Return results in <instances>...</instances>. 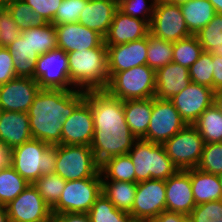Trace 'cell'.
Returning a JSON list of instances; mask_svg holds the SVG:
<instances>
[{
    "label": "cell",
    "instance_id": "6da1fadb",
    "mask_svg": "<svg viewBox=\"0 0 222 222\" xmlns=\"http://www.w3.org/2000/svg\"><path fill=\"white\" fill-rule=\"evenodd\" d=\"M85 100L92 109L94 135L90 147L98 164L128 154L137 139L127 125L123 100L105 90L86 91Z\"/></svg>",
    "mask_w": 222,
    "mask_h": 222
},
{
    "label": "cell",
    "instance_id": "7a4b0ae2",
    "mask_svg": "<svg viewBox=\"0 0 222 222\" xmlns=\"http://www.w3.org/2000/svg\"><path fill=\"white\" fill-rule=\"evenodd\" d=\"M85 99L86 91L40 89L27 112L32 139L60 145L63 123Z\"/></svg>",
    "mask_w": 222,
    "mask_h": 222
},
{
    "label": "cell",
    "instance_id": "3957f363",
    "mask_svg": "<svg viewBox=\"0 0 222 222\" xmlns=\"http://www.w3.org/2000/svg\"><path fill=\"white\" fill-rule=\"evenodd\" d=\"M69 76L80 91L105 90L109 82L107 47L104 41L96 48L68 52Z\"/></svg>",
    "mask_w": 222,
    "mask_h": 222
},
{
    "label": "cell",
    "instance_id": "277c9868",
    "mask_svg": "<svg viewBox=\"0 0 222 222\" xmlns=\"http://www.w3.org/2000/svg\"><path fill=\"white\" fill-rule=\"evenodd\" d=\"M13 150V165L16 172L29 184H33L42 175L55 172L56 145L31 139Z\"/></svg>",
    "mask_w": 222,
    "mask_h": 222
},
{
    "label": "cell",
    "instance_id": "5b68a950",
    "mask_svg": "<svg viewBox=\"0 0 222 222\" xmlns=\"http://www.w3.org/2000/svg\"><path fill=\"white\" fill-rule=\"evenodd\" d=\"M128 154L135 167V183L151 179L167 180L179 170L162 144L136 140Z\"/></svg>",
    "mask_w": 222,
    "mask_h": 222
},
{
    "label": "cell",
    "instance_id": "8992f818",
    "mask_svg": "<svg viewBox=\"0 0 222 222\" xmlns=\"http://www.w3.org/2000/svg\"><path fill=\"white\" fill-rule=\"evenodd\" d=\"M105 91L123 101L154 97L156 71L145 64L122 72L109 73Z\"/></svg>",
    "mask_w": 222,
    "mask_h": 222
},
{
    "label": "cell",
    "instance_id": "52a82bcc",
    "mask_svg": "<svg viewBox=\"0 0 222 222\" xmlns=\"http://www.w3.org/2000/svg\"><path fill=\"white\" fill-rule=\"evenodd\" d=\"M65 181L93 178L100 165L89 145H56L55 172Z\"/></svg>",
    "mask_w": 222,
    "mask_h": 222
},
{
    "label": "cell",
    "instance_id": "ba28073f",
    "mask_svg": "<svg viewBox=\"0 0 222 222\" xmlns=\"http://www.w3.org/2000/svg\"><path fill=\"white\" fill-rule=\"evenodd\" d=\"M101 193V173L93 178L66 181L58 202L51 208L52 214L87 213Z\"/></svg>",
    "mask_w": 222,
    "mask_h": 222
},
{
    "label": "cell",
    "instance_id": "9c48e42d",
    "mask_svg": "<svg viewBox=\"0 0 222 222\" xmlns=\"http://www.w3.org/2000/svg\"><path fill=\"white\" fill-rule=\"evenodd\" d=\"M162 145L179 170H188L199 164L205 142L193 125H186Z\"/></svg>",
    "mask_w": 222,
    "mask_h": 222
},
{
    "label": "cell",
    "instance_id": "30bf717a",
    "mask_svg": "<svg viewBox=\"0 0 222 222\" xmlns=\"http://www.w3.org/2000/svg\"><path fill=\"white\" fill-rule=\"evenodd\" d=\"M33 78L40 89L75 90L69 76L68 55L58 47L39 55Z\"/></svg>",
    "mask_w": 222,
    "mask_h": 222
},
{
    "label": "cell",
    "instance_id": "8fae6325",
    "mask_svg": "<svg viewBox=\"0 0 222 222\" xmlns=\"http://www.w3.org/2000/svg\"><path fill=\"white\" fill-rule=\"evenodd\" d=\"M186 125L170 100L153 97L150 123L143 140L163 144Z\"/></svg>",
    "mask_w": 222,
    "mask_h": 222
},
{
    "label": "cell",
    "instance_id": "7c38bea8",
    "mask_svg": "<svg viewBox=\"0 0 222 222\" xmlns=\"http://www.w3.org/2000/svg\"><path fill=\"white\" fill-rule=\"evenodd\" d=\"M166 211L165 180H146L137 183L136 196L130 214L136 222H152Z\"/></svg>",
    "mask_w": 222,
    "mask_h": 222
},
{
    "label": "cell",
    "instance_id": "4fadbf2b",
    "mask_svg": "<svg viewBox=\"0 0 222 222\" xmlns=\"http://www.w3.org/2000/svg\"><path fill=\"white\" fill-rule=\"evenodd\" d=\"M150 33L170 42H176L191 36L180 5L162 0L156 2L150 24Z\"/></svg>",
    "mask_w": 222,
    "mask_h": 222
},
{
    "label": "cell",
    "instance_id": "5bb4252c",
    "mask_svg": "<svg viewBox=\"0 0 222 222\" xmlns=\"http://www.w3.org/2000/svg\"><path fill=\"white\" fill-rule=\"evenodd\" d=\"M6 210L10 222L52 220L51 207L32 184L11 201Z\"/></svg>",
    "mask_w": 222,
    "mask_h": 222
},
{
    "label": "cell",
    "instance_id": "9a60e30c",
    "mask_svg": "<svg viewBox=\"0 0 222 222\" xmlns=\"http://www.w3.org/2000/svg\"><path fill=\"white\" fill-rule=\"evenodd\" d=\"M213 94L212 88L191 82L170 101L186 124L192 125L213 104Z\"/></svg>",
    "mask_w": 222,
    "mask_h": 222
},
{
    "label": "cell",
    "instance_id": "2e32d148",
    "mask_svg": "<svg viewBox=\"0 0 222 222\" xmlns=\"http://www.w3.org/2000/svg\"><path fill=\"white\" fill-rule=\"evenodd\" d=\"M39 91L34 78L16 77L0 85V110L27 113Z\"/></svg>",
    "mask_w": 222,
    "mask_h": 222
},
{
    "label": "cell",
    "instance_id": "e0dca14e",
    "mask_svg": "<svg viewBox=\"0 0 222 222\" xmlns=\"http://www.w3.org/2000/svg\"><path fill=\"white\" fill-rule=\"evenodd\" d=\"M94 122L91 105L84 100L63 123L61 144L91 145Z\"/></svg>",
    "mask_w": 222,
    "mask_h": 222
},
{
    "label": "cell",
    "instance_id": "ac0fdd59",
    "mask_svg": "<svg viewBox=\"0 0 222 222\" xmlns=\"http://www.w3.org/2000/svg\"><path fill=\"white\" fill-rule=\"evenodd\" d=\"M106 47L108 73L122 72L146 64L148 35L129 43Z\"/></svg>",
    "mask_w": 222,
    "mask_h": 222
},
{
    "label": "cell",
    "instance_id": "d6986e66",
    "mask_svg": "<svg viewBox=\"0 0 222 222\" xmlns=\"http://www.w3.org/2000/svg\"><path fill=\"white\" fill-rule=\"evenodd\" d=\"M166 211L190 215L196 203L190 179V169L178 170L173 176L165 180Z\"/></svg>",
    "mask_w": 222,
    "mask_h": 222
},
{
    "label": "cell",
    "instance_id": "ffe728a7",
    "mask_svg": "<svg viewBox=\"0 0 222 222\" xmlns=\"http://www.w3.org/2000/svg\"><path fill=\"white\" fill-rule=\"evenodd\" d=\"M57 47L68 52L84 51L98 47L104 38L79 22L55 26Z\"/></svg>",
    "mask_w": 222,
    "mask_h": 222
},
{
    "label": "cell",
    "instance_id": "44dd1931",
    "mask_svg": "<svg viewBox=\"0 0 222 222\" xmlns=\"http://www.w3.org/2000/svg\"><path fill=\"white\" fill-rule=\"evenodd\" d=\"M149 32L150 25L146 21L132 18L118 9L104 37V44L106 46H115L129 43L146 37Z\"/></svg>",
    "mask_w": 222,
    "mask_h": 222
},
{
    "label": "cell",
    "instance_id": "7402d4cb",
    "mask_svg": "<svg viewBox=\"0 0 222 222\" xmlns=\"http://www.w3.org/2000/svg\"><path fill=\"white\" fill-rule=\"evenodd\" d=\"M189 84H191V78L188 68L172 61L156 70V92L154 97L170 100Z\"/></svg>",
    "mask_w": 222,
    "mask_h": 222
},
{
    "label": "cell",
    "instance_id": "603a6c76",
    "mask_svg": "<svg viewBox=\"0 0 222 222\" xmlns=\"http://www.w3.org/2000/svg\"><path fill=\"white\" fill-rule=\"evenodd\" d=\"M32 139L26 112L0 110V143L14 148Z\"/></svg>",
    "mask_w": 222,
    "mask_h": 222
},
{
    "label": "cell",
    "instance_id": "cb8c5ba5",
    "mask_svg": "<svg viewBox=\"0 0 222 222\" xmlns=\"http://www.w3.org/2000/svg\"><path fill=\"white\" fill-rule=\"evenodd\" d=\"M118 10L115 0H92L86 2V8L81 12L78 22L96 31L103 38L107 34Z\"/></svg>",
    "mask_w": 222,
    "mask_h": 222
},
{
    "label": "cell",
    "instance_id": "d4e9b609",
    "mask_svg": "<svg viewBox=\"0 0 222 222\" xmlns=\"http://www.w3.org/2000/svg\"><path fill=\"white\" fill-rule=\"evenodd\" d=\"M125 119L132 135L144 139L150 123L153 108V97L123 101Z\"/></svg>",
    "mask_w": 222,
    "mask_h": 222
},
{
    "label": "cell",
    "instance_id": "484cf974",
    "mask_svg": "<svg viewBox=\"0 0 222 222\" xmlns=\"http://www.w3.org/2000/svg\"><path fill=\"white\" fill-rule=\"evenodd\" d=\"M190 179L196 205L222 199V190L218 175L193 168L190 169Z\"/></svg>",
    "mask_w": 222,
    "mask_h": 222
},
{
    "label": "cell",
    "instance_id": "4316f807",
    "mask_svg": "<svg viewBox=\"0 0 222 222\" xmlns=\"http://www.w3.org/2000/svg\"><path fill=\"white\" fill-rule=\"evenodd\" d=\"M7 48L13 56L16 77L33 78L39 55L29 45L28 37L20 35Z\"/></svg>",
    "mask_w": 222,
    "mask_h": 222
},
{
    "label": "cell",
    "instance_id": "83f0119b",
    "mask_svg": "<svg viewBox=\"0 0 222 222\" xmlns=\"http://www.w3.org/2000/svg\"><path fill=\"white\" fill-rule=\"evenodd\" d=\"M180 8L191 35H197L216 14L209 0H191L181 4Z\"/></svg>",
    "mask_w": 222,
    "mask_h": 222
},
{
    "label": "cell",
    "instance_id": "f1b7e54d",
    "mask_svg": "<svg viewBox=\"0 0 222 222\" xmlns=\"http://www.w3.org/2000/svg\"><path fill=\"white\" fill-rule=\"evenodd\" d=\"M137 183L102 180V194L118 209L130 213L136 196Z\"/></svg>",
    "mask_w": 222,
    "mask_h": 222
},
{
    "label": "cell",
    "instance_id": "f546056e",
    "mask_svg": "<svg viewBox=\"0 0 222 222\" xmlns=\"http://www.w3.org/2000/svg\"><path fill=\"white\" fill-rule=\"evenodd\" d=\"M102 180L135 183V167L129 154L110 158L100 165Z\"/></svg>",
    "mask_w": 222,
    "mask_h": 222
},
{
    "label": "cell",
    "instance_id": "4dcf8cb0",
    "mask_svg": "<svg viewBox=\"0 0 222 222\" xmlns=\"http://www.w3.org/2000/svg\"><path fill=\"white\" fill-rule=\"evenodd\" d=\"M206 143L222 142V113L212 104L192 124Z\"/></svg>",
    "mask_w": 222,
    "mask_h": 222
},
{
    "label": "cell",
    "instance_id": "1f68e13d",
    "mask_svg": "<svg viewBox=\"0 0 222 222\" xmlns=\"http://www.w3.org/2000/svg\"><path fill=\"white\" fill-rule=\"evenodd\" d=\"M21 35L28 37L29 45L38 55L57 48V34L52 23L22 30Z\"/></svg>",
    "mask_w": 222,
    "mask_h": 222
},
{
    "label": "cell",
    "instance_id": "d6a6232c",
    "mask_svg": "<svg viewBox=\"0 0 222 222\" xmlns=\"http://www.w3.org/2000/svg\"><path fill=\"white\" fill-rule=\"evenodd\" d=\"M87 213L91 222H136L130 213L118 210L102 193Z\"/></svg>",
    "mask_w": 222,
    "mask_h": 222
},
{
    "label": "cell",
    "instance_id": "836d02e7",
    "mask_svg": "<svg viewBox=\"0 0 222 222\" xmlns=\"http://www.w3.org/2000/svg\"><path fill=\"white\" fill-rule=\"evenodd\" d=\"M30 184L11 166L0 170V205L7 206Z\"/></svg>",
    "mask_w": 222,
    "mask_h": 222
},
{
    "label": "cell",
    "instance_id": "e575fe53",
    "mask_svg": "<svg viewBox=\"0 0 222 222\" xmlns=\"http://www.w3.org/2000/svg\"><path fill=\"white\" fill-rule=\"evenodd\" d=\"M173 61V42L148 33L146 64L155 71Z\"/></svg>",
    "mask_w": 222,
    "mask_h": 222
},
{
    "label": "cell",
    "instance_id": "d590c367",
    "mask_svg": "<svg viewBox=\"0 0 222 222\" xmlns=\"http://www.w3.org/2000/svg\"><path fill=\"white\" fill-rule=\"evenodd\" d=\"M196 36L203 51L222 57V14L216 13Z\"/></svg>",
    "mask_w": 222,
    "mask_h": 222
},
{
    "label": "cell",
    "instance_id": "8d00e7d4",
    "mask_svg": "<svg viewBox=\"0 0 222 222\" xmlns=\"http://www.w3.org/2000/svg\"><path fill=\"white\" fill-rule=\"evenodd\" d=\"M203 52L196 35L173 42V62L188 69L197 61Z\"/></svg>",
    "mask_w": 222,
    "mask_h": 222
},
{
    "label": "cell",
    "instance_id": "74e56055",
    "mask_svg": "<svg viewBox=\"0 0 222 222\" xmlns=\"http://www.w3.org/2000/svg\"><path fill=\"white\" fill-rule=\"evenodd\" d=\"M66 181L56 173L42 175L32 185L37 189L49 207H53L64 190Z\"/></svg>",
    "mask_w": 222,
    "mask_h": 222
},
{
    "label": "cell",
    "instance_id": "f35d334b",
    "mask_svg": "<svg viewBox=\"0 0 222 222\" xmlns=\"http://www.w3.org/2000/svg\"><path fill=\"white\" fill-rule=\"evenodd\" d=\"M5 8L12 15L13 20L21 30L38 27L46 23L23 0L10 3Z\"/></svg>",
    "mask_w": 222,
    "mask_h": 222
},
{
    "label": "cell",
    "instance_id": "ab89813d",
    "mask_svg": "<svg viewBox=\"0 0 222 222\" xmlns=\"http://www.w3.org/2000/svg\"><path fill=\"white\" fill-rule=\"evenodd\" d=\"M213 54L203 51L197 61L188 69L192 83L213 89Z\"/></svg>",
    "mask_w": 222,
    "mask_h": 222
},
{
    "label": "cell",
    "instance_id": "60d3db41",
    "mask_svg": "<svg viewBox=\"0 0 222 222\" xmlns=\"http://www.w3.org/2000/svg\"><path fill=\"white\" fill-rule=\"evenodd\" d=\"M196 168L214 175L222 174V142L206 143Z\"/></svg>",
    "mask_w": 222,
    "mask_h": 222
},
{
    "label": "cell",
    "instance_id": "b9f144b4",
    "mask_svg": "<svg viewBox=\"0 0 222 222\" xmlns=\"http://www.w3.org/2000/svg\"><path fill=\"white\" fill-rule=\"evenodd\" d=\"M149 1L122 0L118 3V9L124 14L131 16L132 18L142 19L150 25L157 1L151 0V3L148 4Z\"/></svg>",
    "mask_w": 222,
    "mask_h": 222
},
{
    "label": "cell",
    "instance_id": "7bdbcfd3",
    "mask_svg": "<svg viewBox=\"0 0 222 222\" xmlns=\"http://www.w3.org/2000/svg\"><path fill=\"white\" fill-rule=\"evenodd\" d=\"M85 0H63L59 5L52 24L54 26L78 22L81 12L86 8Z\"/></svg>",
    "mask_w": 222,
    "mask_h": 222
},
{
    "label": "cell",
    "instance_id": "ee69618b",
    "mask_svg": "<svg viewBox=\"0 0 222 222\" xmlns=\"http://www.w3.org/2000/svg\"><path fill=\"white\" fill-rule=\"evenodd\" d=\"M190 215L194 222H222V199L196 205Z\"/></svg>",
    "mask_w": 222,
    "mask_h": 222
},
{
    "label": "cell",
    "instance_id": "f6af8a7d",
    "mask_svg": "<svg viewBox=\"0 0 222 222\" xmlns=\"http://www.w3.org/2000/svg\"><path fill=\"white\" fill-rule=\"evenodd\" d=\"M0 30V47H8L22 32L5 7L0 11Z\"/></svg>",
    "mask_w": 222,
    "mask_h": 222
},
{
    "label": "cell",
    "instance_id": "bcb514c9",
    "mask_svg": "<svg viewBox=\"0 0 222 222\" xmlns=\"http://www.w3.org/2000/svg\"><path fill=\"white\" fill-rule=\"evenodd\" d=\"M46 23H52L59 5L63 0H23Z\"/></svg>",
    "mask_w": 222,
    "mask_h": 222
},
{
    "label": "cell",
    "instance_id": "7dc6e473",
    "mask_svg": "<svg viewBox=\"0 0 222 222\" xmlns=\"http://www.w3.org/2000/svg\"><path fill=\"white\" fill-rule=\"evenodd\" d=\"M16 78L13 56L7 47H0V85Z\"/></svg>",
    "mask_w": 222,
    "mask_h": 222
},
{
    "label": "cell",
    "instance_id": "c3c4849f",
    "mask_svg": "<svg viewBox=\"0 0 222 222\" xmlns=\"http://www.w3.org/2000/svg\"><path fill=\"white\" fill-rule=\"evenodd\" d=\"M52 222H91L88 213H58L52 214Z\"/></svg>",
    "mask_w": 222,
    "mask_h": 222
},
{
    "label": "cell",
    "instance_id": "681fc988",
    "mask_svg": "<svg viewBox=\"0 0 222 222\" xmlns=\"http://www.w3.org/2000/svg\"><path fill=\"white\" fill-rule=\"evenodd\" d=\"M213 90L222 89V57L213 55Z\"/></svg>",
    "mask_w": 222,
    "mask_h": 222
},
{
    "label": "cell",
    "instance_id": "f907efd6",
    "mask_svg": "<svg viewBox=\"0 0 222 222\" xmlns=\"http://www.w3.org/2000/svg\"><path fill=\"white\" fill-rule=\"evenodd\" d=\"M13 165V150L4 143H0V170Z\"/></svg>",
    "mask_w": 222,
    "mask_h": 222
},
{
    "label": "cell",
    "instance_id": "816d5d0a",
    "mask_svg": "<svg viewBox=\"0 0 222 222\" xmlns=\"http://www.w3.org/2000/svg\"><path fill=\"white\" fill-rule=\"evenodd\" d=\"M152 222H181V214L170 211H163Z\"/></svg>",
    "mask_w": 222,
    "mask_h": 222
},
{
    "label": "cell",
    "instance_id": "f5cc1de1",
    "mask_svg": "<svg viewBox=\"0 0 222 222\" xmlns=\"http://www.w3.org/2000/svg\"><path fill=\"white\" fill-rule=\"evenodd\" d=\"M213 105L222 113V89L214 91L213 94Z\"/></svg>",
    "mask_w": 222,
    "mask_h": 222
},
{
    "label": "cell",
    "instance_id": "db71d44e",
    "mask_svg": "<svg viewBox=\"0 0 222 222\" xmlns=\"http://www.w3.org/2000/svg\"><path fill=\"white\" fill-rule=\"evenodd\" d=\"M0 222H10L6 206L0 205Z\"/></svg>",
    "mask_w": 222,
    "mask_h": 222
},
{
    "label": "cell",
    "instance_id": "11a10c76",
    "mask_svg": "<svg viewBox=\"0 0 222 222\" xmlns=\"http://www.w3.org/2000/svg\"><path fill=\"white\" fill-rule=\"evenodd\" d=\"M213 5L214 10L218 14H222V0H209Z\"/></svg>",
    "mask_w": 222,
    "mask_h": 222
},
{
    "label": "cell",
    "instance_id": "9f6ffc18",
    "mask_svg": "<svg viewBox=\"0 0 222 222\" xmlns=\"http://www.w3.org/2000/svg\"><path fill=\"white\" fill-rule=\"evenodd\" d=\"M168 3H172V4H177V5H181L183 3L189 2L191 0H162Z\"/></svg>",
    "mask_w": 222,
    "mask_h": 222
},
{
    "label": "cell",
    "instance_id": "6f0895ef",
    "mask_svg": "<svg viewBox=\"0 0 222 222\" xmlns=\"http://www.w3.org/2000/svg\"><path fill=\"white\" fill-rule=\"evenodd\" d=\"M181 222H194L191 215H183L181 214Z\"/></svg>",
    "mask_w": 222,
    "mask_h": 222
},
{
    "label": "cell",
    "instance_id": "680465c9",
    "mask_svg": "<svg viewBox=\"0 0 222 222\" xmlns=\"http://www.w3.org/2000/svg\"><path fill=\"white\" fill-rule=\"evenodd\" d=\"M17 1H21V0H2V6L5 7L8 4L13 3V2H17Z\"/></svg>",
    "mask_w": 222,
    "mask_h": 222
},
{
    "label": "cell",
    "instance_id": "91938a15",
    "mask_svg": "<svg viewBox=\"0 0 222 222\" xmlns=\"http://www.w3.org/2000/svg\"><path fill=\"white\" fill-rule=\"evenodd\" d=\"M218 179H219V182H220V185H221V190H222V174L218 175Z\"/></svg>",
    "mask_w": 222,
    "mask_h": 222
},
{
    "label": "cell",
    "instance_id": "94428289",
    "mask_svg": "<svg viewBox=\"0 0 222 222\" xmlns=\"http://www.w3.org/2000/svg\"><path fill=\"white\" fill-rule=\"evenodd\" d=\"M28 222H52V220H44V221H28Z\"/></svg>",
    "mask_w": 222,
    "mask_h": 222
},
{
    "label": "cell",
    "instance_id": "6125c7cd",
    "mask_svg": "<svg viewBox=\"0 0 222 222\" xmlns=\"http://www.w3.org/2000/svg\"><path fill=\"white\" fill-rule=\"evenodd\" d=\"M117 3H119V2H121L122 0H115ZM156 1H158V0H156Z\"/></svg>",
    "mask_w": 222,
    "mask_h": 222
},
{
    "label": "cell",
    "instance_id": "be15d7a7",
    "mask_svg": "<svg viewBox=\"0 0 222 222\" xmlns=\"http://www.w3.org/2000/svg\"><path fill=\"white\" fill-rule=\"evenodd\" d=\"M2 8H3V6H2V4L0 3V11L2 10Z\"/></svg>",
    "mask_w": 222,
    "mask_h": 222
}]
</instances>
